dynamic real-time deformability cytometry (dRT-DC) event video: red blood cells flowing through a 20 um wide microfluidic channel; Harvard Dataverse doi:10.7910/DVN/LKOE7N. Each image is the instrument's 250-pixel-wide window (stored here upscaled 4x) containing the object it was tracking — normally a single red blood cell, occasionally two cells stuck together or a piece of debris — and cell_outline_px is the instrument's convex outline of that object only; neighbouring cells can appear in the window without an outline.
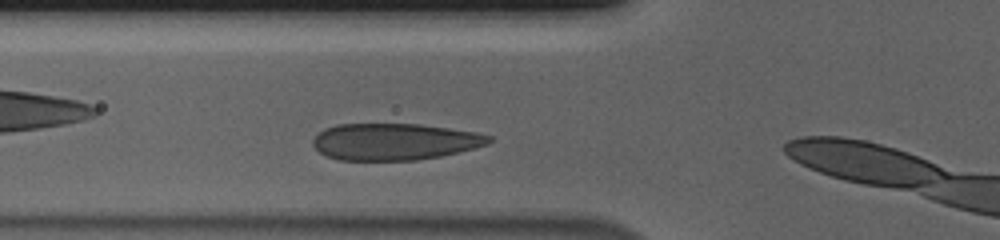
{"species": "human", "species_latin": "Homo sapiens", "temperature_condition": "cold", "stored_images_in_passage": 31, "camera_frame_rate_fps": 3000, "um_per_image_px": 0.085, "donor": {"sex": "male"}, "frame": {"image": 1, "passage_image": 4, "time_ms": 1.0, "image_size_px": [1000, 240], "cell_outline_px": [[492, 140], [488, 144], [440, 156], [416, 160], [340, 160], [328, 156], [320, 152], [312, 144], [312, 140], [324, 128], [336, 124], [420, 124], [476, 132], [492, 136]], "centroid_in_image_um": [33.52, 12.03], "position_along_channel_um": 92.3, "area_um2": 37.45}}
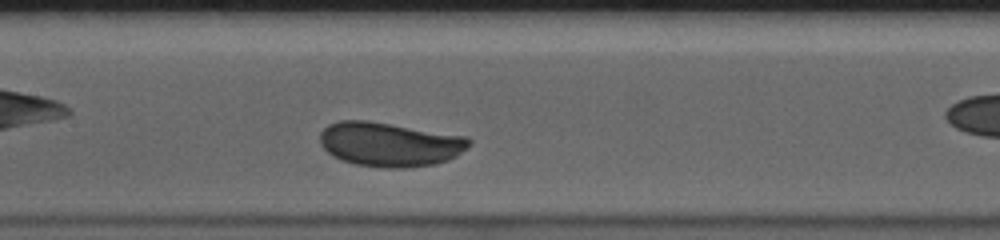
{"frame": {"image": 2, "passage_image": 11, "time_ms": 3.333, "image_size_px": [1000, 240], "cell_outline_px": [[472, 144], [468, 148], [456, 156], [448, 160], [436, 164], [404, 168], [384, 168], [352, 164], [340, 160], [332, 156], [320, 144], [320, 132], [328, 124], [340, 120], [368, 120], [468, 136], [472, 140]], "centroid_in_image_um": [33.14, 12.26], "position_along_channel_um": 174.3, "area_um2": 39.07}}
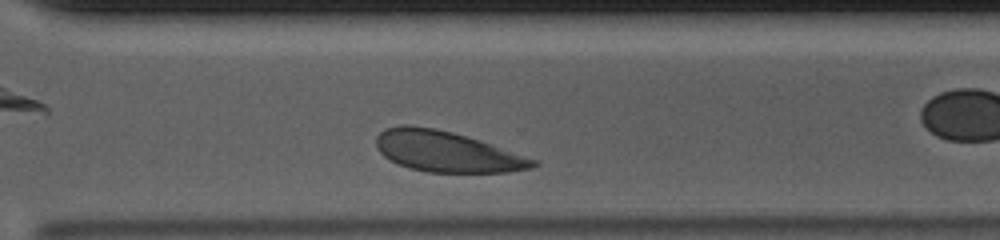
{"frame": {"image": 3, "passage_image": 25, "time_ms": 8.0, "image_size_px": [1000, 240], "cell_outline_px": [[540, 164], [532, 168], [508, 172], [428, 172], [408, 168], [396, 164], [384, 156], [376, 148], [376, 136], [384, 128], [400, 124], [408, 124], [436, 128], [452, 132], [480, 140], [540, 160]], "centroid_in_image_um": [37.97, 12.88], "position_along_channel_um": 332.6, "area_um2": 37.69}}